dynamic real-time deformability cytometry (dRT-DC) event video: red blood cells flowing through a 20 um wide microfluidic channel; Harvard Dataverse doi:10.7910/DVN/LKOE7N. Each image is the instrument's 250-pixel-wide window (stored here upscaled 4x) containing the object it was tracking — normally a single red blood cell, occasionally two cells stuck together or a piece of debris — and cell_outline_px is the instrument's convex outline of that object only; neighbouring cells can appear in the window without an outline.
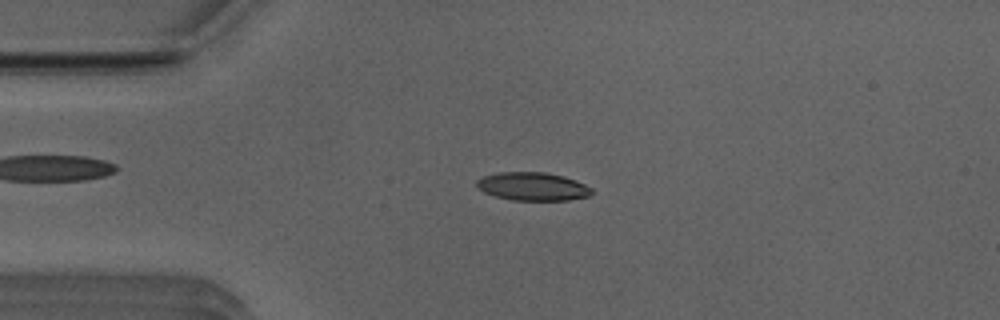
{"species": "Egyptian fruit bat (a non-hibernating species)", "species_latin": "Rousettus aegyptiacus", "temperature_condition": "room temperature", "stored_images_in_passage": 39, "camera_frame_rate_fps": 3000, "um_per_image_px": 0.085, "animal": {"sex": "male"}, "frame": {"image": 1, "passage_image": 6, "time_ms": 1.667, "image_size_px": [1000, 320], "cell_outline_px": [[592, 192], [588, 196], [568, 200], [512, 200], [496, 196], [484, 192], [476, 184], [476, 180], [484, 176], [500, 172], [544, 172], [564, 176], [584, 184], [592, 188]], "centroid_in_image_um": [45.28, 15.84], "position_along_channel_um": 39.7, "area_um2": 18.73}}
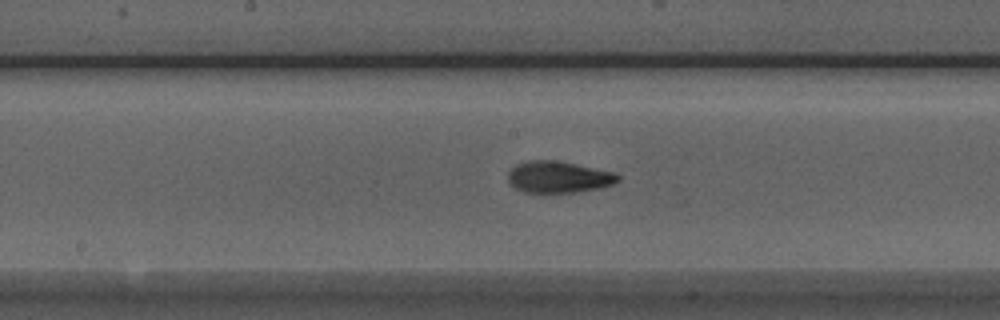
{"frame": {"image": 2, "passage_image": 20, "time_ms": 6.333, "image_size_px": [1000, 320], "cell_outline_px": [[620, 180], [612, 184], [600, 188], [576, 192], [524, 192], [508, 184], [508, 172], [516, 164], [532, 160], [556, 160], [616, 172], [620, 176]], "centroid_in_image_um": [47.48, 15.04], "position_along_channel_um": 200.7, "area_um2": 20.29}}
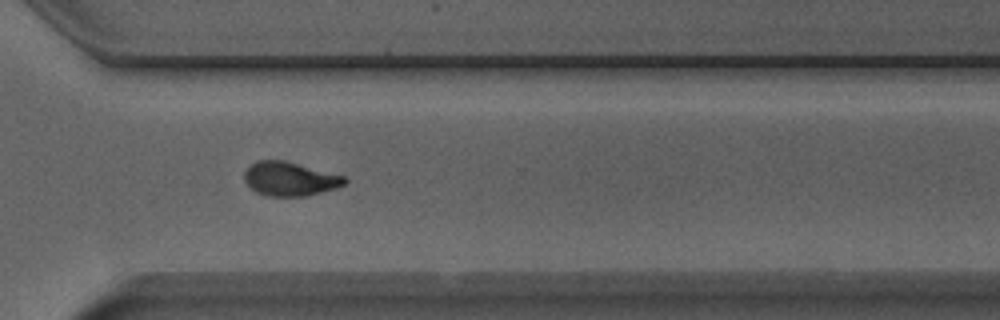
{"frame": {"image": 3, "passage_image": 31, "time_ms": 10.0, "image_size_px": [1000, 320], "cell_outline_px": [[348, 180], [344, 184], [336, 188], [308, 196], [268, 196], [256, 192], [244, 180], [244, 172], [256, 160], [284, 160], [344, 176]], "centroid_in_image_um": [24.64, 15.21], "position_along_channel_um": 346.0, "area_um2": 19.71}, "authors_computed_cell_mechanics": {"area_um2": 19.5942, "velocity_mm_per_s": 3.9683, "shape_relaxation_time_tau1_ms": 4.1237, "shape_relaxation_time_tau2_ms": 1.3917, "deformation_change_tau1": 0.1873, "deformation_change_tau2": 0.0732}}